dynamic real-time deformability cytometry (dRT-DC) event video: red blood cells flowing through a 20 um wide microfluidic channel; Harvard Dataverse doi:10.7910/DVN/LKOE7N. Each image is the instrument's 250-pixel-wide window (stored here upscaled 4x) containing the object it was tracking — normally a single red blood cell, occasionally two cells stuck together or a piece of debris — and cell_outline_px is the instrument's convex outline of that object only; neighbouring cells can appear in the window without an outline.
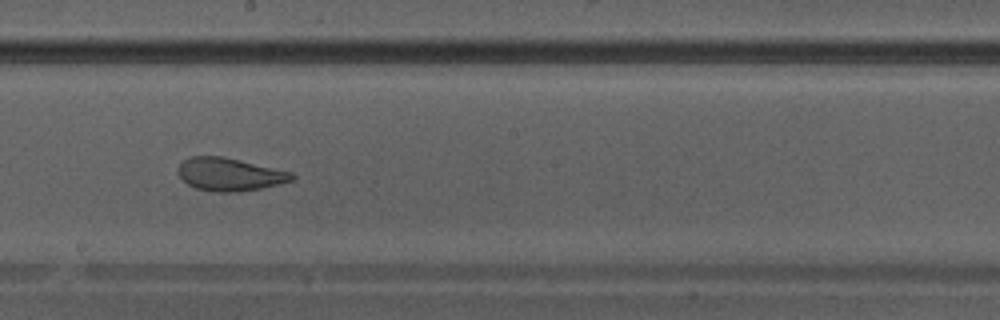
{"species": "Egyptian fruit bat (a non-hibernating species)", "species_latin": "Rousettus aegyptiacus", "temperature_condition": "warm", "stored_images_in_passage": 41, "camera_frame_rate_fps": 3000, "um_per_image_px": 0.085, "animal": {"sex": "male"}, "frame": {"image": 1, "passage_image": 24, "time_ms": 7.667, "image_size_px": [1000, 320], "cell_outline_px": [[296, 180], [260, 188], [236, 192], [216, 192], [196, 188], [188, 184], [176, 172], [176, 168], [188, 156], [224, 156], [292, 172], [296, 176]], "centroid_in_image_um": [19.52, 14.81], "position_along_channel_um": 228.7, "area_um2": 21.96}}